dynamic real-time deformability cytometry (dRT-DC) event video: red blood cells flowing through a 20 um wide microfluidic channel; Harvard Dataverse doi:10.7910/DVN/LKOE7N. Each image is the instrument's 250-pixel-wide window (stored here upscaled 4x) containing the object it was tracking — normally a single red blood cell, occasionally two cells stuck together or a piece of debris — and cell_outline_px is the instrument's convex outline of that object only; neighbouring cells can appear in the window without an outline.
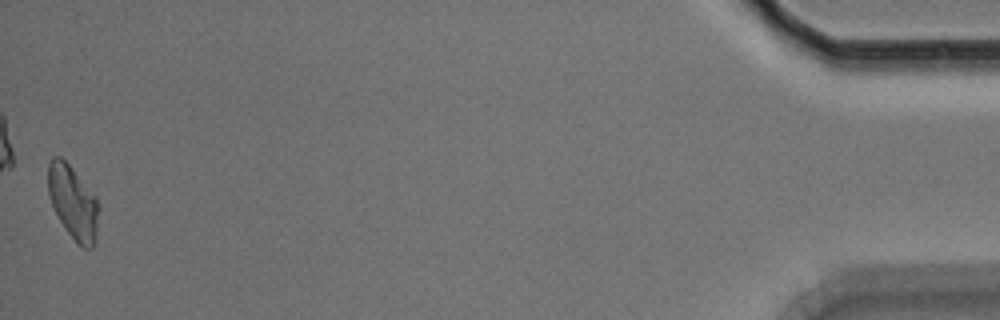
{"species": "Egyptian fruit bat (a non-hibernating species)", "species_latin": "Rousettus aegyptiacus", "temperature_condition": "room temperature", "stored_images_in_passage": 52, "camera_frame_rate_fps": 3000, "um_per_image_px": 0.085, "animal": {"sex": "male"}, "frame": {"image": 1, "passage_image": 52, "time_ms": 17.0, "image_size_px": [1000, 320], "cell_outline_px": [[100, 208], [96, 240], [92, 248], [84, 248], [76, 244], [64, 228], [48, 196], [48, 164], [52, 156], [60, 156], [68, 164], [96, 196], [100, 204]], "centroid_in_image_um": [6.24, 17.24], "position_along_channel_um": 429.0, "area_um2": 21.96}, "authors_computed_cell_mechanics": {"area_um2": 22.4553, "velocity_mm_per_s": 3.775, "shape_relaxation_time_tau1_ms": 6.2099, "shape_relaxation_time_tau2_ms": 5.5431, "deformation_change_tau1": 0.1577, "deformation_change_tau2": 0.1314}}